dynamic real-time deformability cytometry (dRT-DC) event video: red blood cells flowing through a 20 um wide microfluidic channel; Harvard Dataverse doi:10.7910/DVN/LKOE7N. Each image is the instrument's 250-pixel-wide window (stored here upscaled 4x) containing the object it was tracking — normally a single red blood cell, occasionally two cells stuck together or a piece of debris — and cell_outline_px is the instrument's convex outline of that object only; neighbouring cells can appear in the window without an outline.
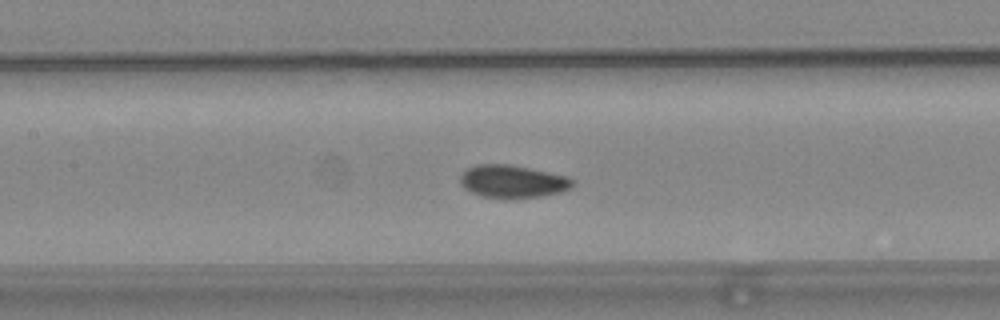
{"species": "common noctule bat (a hibernating species)", "species_latin": "Nyctalus noctula", "temperature_condition": "warm", "stored_images_in_passage": 56, "camera_frame_rate_fps": 3000, "um_per_image_px": 0.085, "animal": {"sex": "female", "body_mass_g": 24.6, "forearm_length_mm": 56.2}, "frame": {"image": 1, "passage_image": 26, "time_ms": 8.333, "image_size_px": [1000, 320], "cell_outline_px": [[572, 188], [560, 192], [540, 196], [480, 196], [464, 188], [460, 184], [460, 176], [468, 168], [476, 164], [508, 164], [568, 176], [572, 180]], "centroid_in_image_um": [43.55, 15.39], "position_along_channel_um": 163.8, "area_um2": 20.75}}
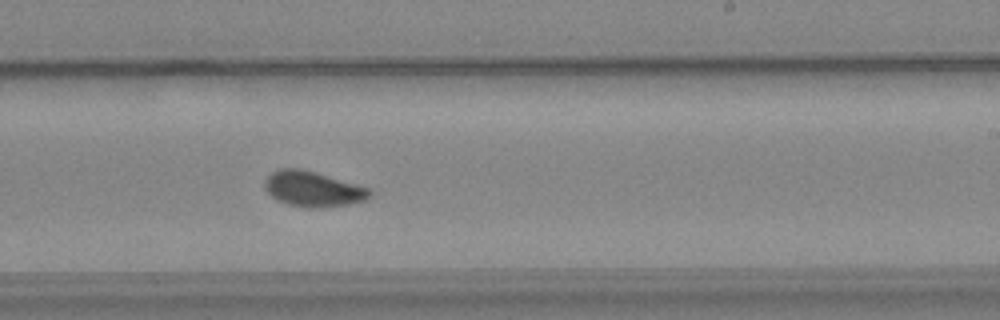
{"frame": {"image": 2, "passage_image": 34, "time_ms": 11.0, "image_size_px": [1000, 320], "cell_outline_px": [[372, 196], [364, 200], [348, 204], [320, 208], [308, 208], [288, 204], [276, 200], [264, 188], [264, 180], [272, 172], [280, 168], [304, 168], [356, 184], [368, 188], [372, 192]], "centroid_in_image_um": [26.58, 16.05], "position_along_channel_um": 262.4, "area_um2": 21.73}}
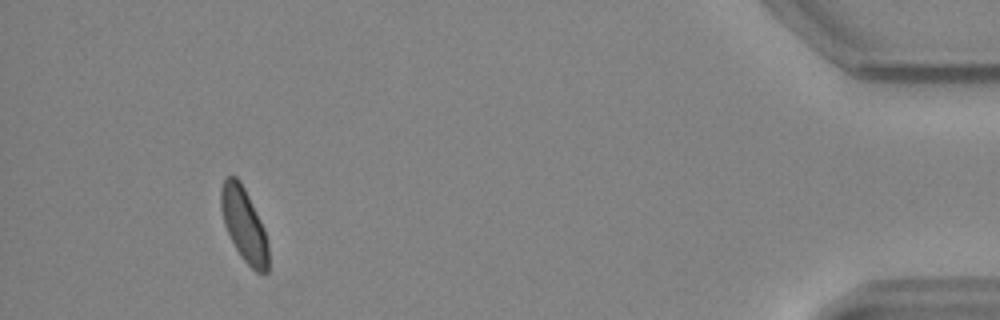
{"frame": {"image": 3, "passage_image": 52, "time_ms": 17.0, "image_size_px": [1000, 320], "cell_outline_px": [[268, 272], [264, 276], [256, 272], [240, 256], [224, 224], [220, 208], [220, 188], [224, 176], [236, 176], [240, 180], [264, 228], [268, 240]], "centroid_in_image_um": [20.74, 19.1], "position_along_channel_um": 414.5, "area_um2": 20.46}, "authors_computed_cell_mechanics": {"area_um2": 20.7791, "velocity_mm_per_s": 3.7172, "shape_relaxation_time_tau1_ms": null, "shape_relaxation_time_tau2_ms": 1.7153, "deformation_change_tau1": null, "deformation_change_tau2": 0.0441}}